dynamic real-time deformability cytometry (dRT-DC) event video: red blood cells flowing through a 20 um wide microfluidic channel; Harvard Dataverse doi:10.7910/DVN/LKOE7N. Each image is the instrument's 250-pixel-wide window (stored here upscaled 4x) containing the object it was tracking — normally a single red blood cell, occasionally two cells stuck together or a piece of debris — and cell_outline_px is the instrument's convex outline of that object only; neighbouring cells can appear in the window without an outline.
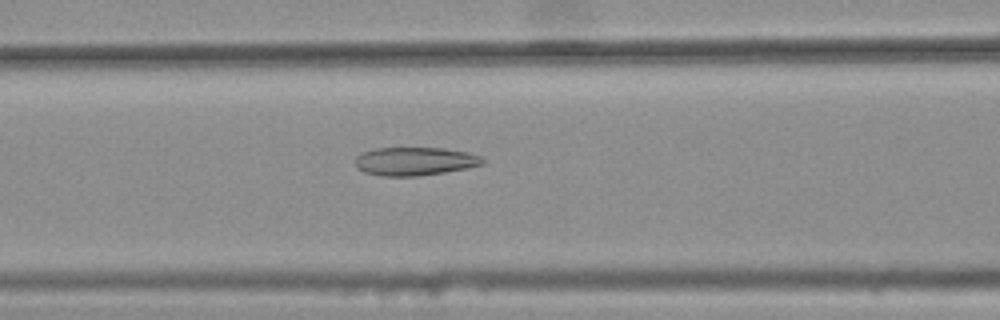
{"species": "common noctule bat (a hibernating species)", "species_latin": "Nyctalus noctula", "temperature_condition": "warm", "stored_images_in_passage": 47, "camera_frame_rate_fps": 3000, "um_per_image_px": 0.085, "animal": {"sex": "female", "body_mass_g": 25.1}, "frame": {"image": 1, "passage_image": 22, "time_ms": 7.0, "image_size_px": [1000, 320], "cell_outline_px": [[484, 164], [468, 168], [444, 172], [416, 176], [380, 176], [364, 172], [356, 168], [356, 156], [372, 148], [444, 148], [468, 152], [484, 156]], "centroid_in_image_um": [35.28, 13.7], "position_along_channel_um": 131.3, "area_um2": 21.21}}
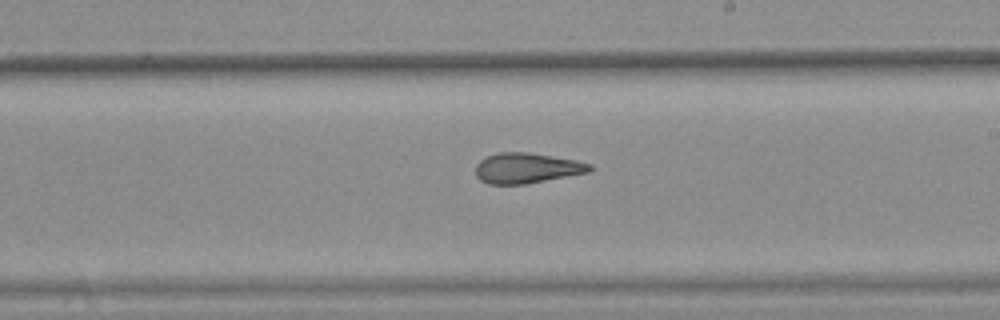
{"frame": {"image": 2, "passage_image": 31, "time_ms": 10.0, "image_size_px": [1000, 320], "cell_outline_px": [[592, 168], [588, 172], [524, 184], [488, 184], [480, 180], [476, 176], [476, 164], [484, 156], [500, 152], [528, 152], [576, 160], [592, 164]], "centroid_in_image_um": [44.73, 14.28], "position_along_channel_um": 244.3, "area_um2": 20.11}}
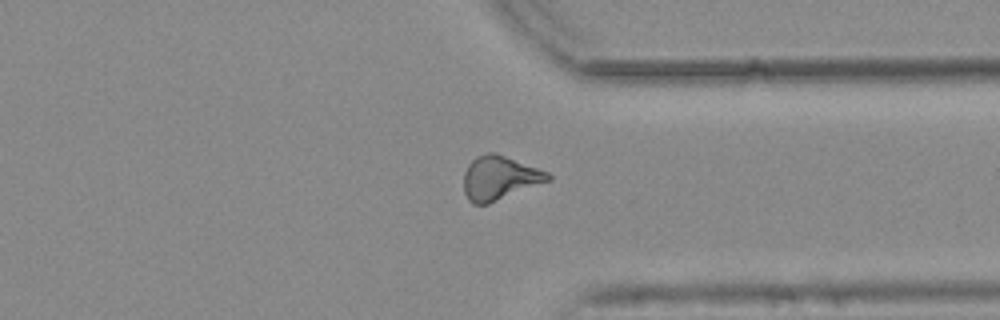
{"frame": {"image": 3, "passage_image": 41, "time_ms": 13.333, "image_size_px": [1000, 320], "cell_outline_px": [[552, 180], [488, 204], [472, 204], [468, 200], [464, 192], [464, 172], [468, 164], [476, 156], [488, 152], [496, 152], [548, 172], [552, 176]], "centroid_in_image_um": [42.46, 15.12], "position_along_channel_um": 368.9, "area_um2": 21.73}, "authors_computed_cell_mechanics": {"area_um2": 21.097, "velocity_mm_per_s": 3.7747, "shape_relaxation_time_tau1_ms": null, "shape_relaxation_time_tau2_ms": 2.9129, "deformation_change_tau1": null, "deformation_change_tau2": 0.1139}}